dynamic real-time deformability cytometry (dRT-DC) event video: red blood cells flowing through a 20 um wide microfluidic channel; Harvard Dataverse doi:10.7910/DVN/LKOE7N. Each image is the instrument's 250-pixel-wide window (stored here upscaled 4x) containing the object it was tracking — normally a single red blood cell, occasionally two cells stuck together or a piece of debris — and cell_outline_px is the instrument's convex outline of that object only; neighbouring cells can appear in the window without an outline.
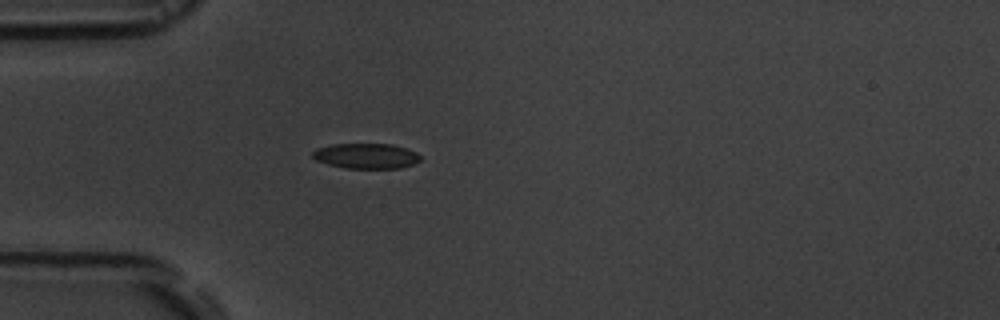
{"species": "common noctule bat (a hibernating species)", "species_latin": "Nyctalus noctula", "temperature_condition": "room temperature", "stored_images_in_passage": 1, "camera_frame_rate_fps": 3000, "um_per_image_px": 0.085, "animal": {"sex": "male", "body_mass_g": 19.5, "forearm_length_mm": 54.6}, "frame": {"image": 1, "passage_image": 1, "time_ms": 0.0, "image_size_px": [1000, 320], "cell_outline_px": [[420, 160], [412, 164], [400, 168], [344, 168], [328, 164], [316, 160], [312, 156], [312, 152], [316, 148], [332, 144], [392, 144], [416, 152], [420, 156]], "centroid_in_image_um": [31.09, 13.25], "position_along_channel_um": 53.9, "area_um2": 15.78}}